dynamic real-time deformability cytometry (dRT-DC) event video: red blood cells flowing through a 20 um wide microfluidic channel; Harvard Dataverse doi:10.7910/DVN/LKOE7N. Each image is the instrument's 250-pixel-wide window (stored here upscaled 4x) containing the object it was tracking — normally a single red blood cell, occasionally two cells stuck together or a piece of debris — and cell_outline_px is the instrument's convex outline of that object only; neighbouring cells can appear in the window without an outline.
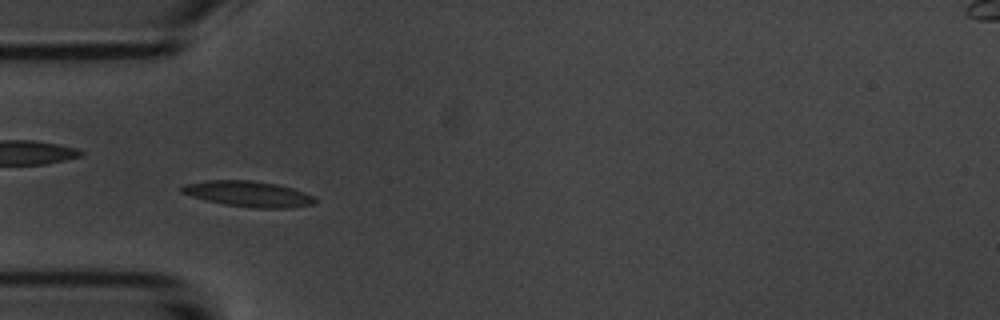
{"species": "common noctule bat (a hibernating species)", "species_latin": "Nyctalus noctula", "temperature_condition": "room temperature", "stored_images_in_passage": 6, "camera_frame_rate_fps": 3000, "um_per_image_px": 0.085, "animal": {"sex": "male", "body_mass_g": 20.1, "forearm_length_mm": 53.5}, "frame": {"image": 1, "passage_image": 3, "time_ms": 3.0, "image_size_px": [1000, 320], "cell_outline_px": [[320, 200], [316, 204], [288, 208], [256, 208], [224, 204], [192, 196], [180, 192], [180, 188], [184, 184], [208, 180], [252, 180], [276, 184], [292, 188], [304, 192]], "centroid_in_image_um": [21.15, 16.48], "position_along_channel_um": 63.8, "area_um2": 19.94}}
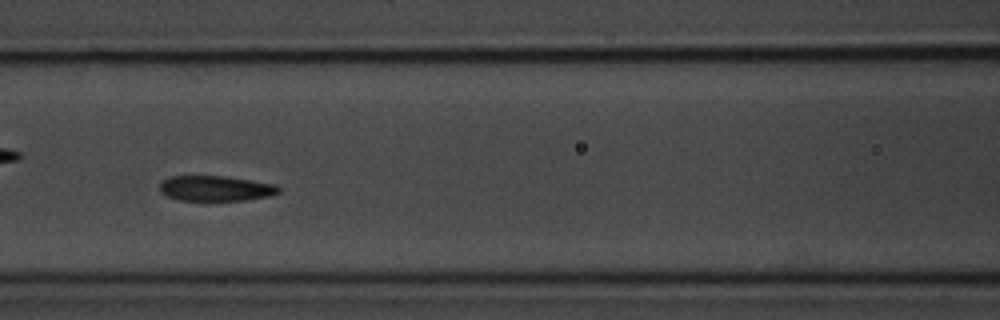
{"frame": {"image": 2, "passage_image": 5, "time_ms": 5.333, "image_size_px": [1000, 320], "cell_outline_px": [[280, 192], [272, 196], [244, 200], [204, 204], [176, 200], [160, 192], [160, 184], [168, 176], [224, 176], [276, 184], [280, 188]], "centroid_in_image_um": [18.31, 16.07], "position_along_channel_um": 148.3, "area_um2": 18.55}}
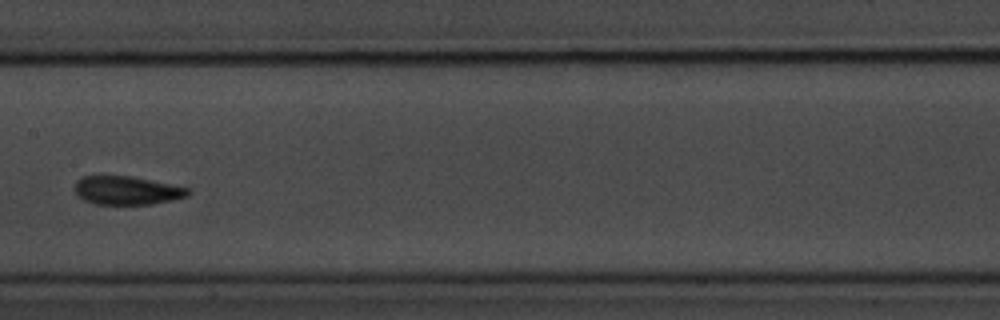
{"frame": {"image": 3, "passage_image": 6, "time_ms": 6.667, "image_size_px": [1000, 320], "cell_outline_px": [[192, 192], [188, 196], [172, 200], [152, 204], [96, 204], [84, 200], [76, 196], [72, 188], [76, 180], [84, 176], [132, 176], [188, 188]], "centroid_in_image_um": [10.73, 16.19], "position_along_channel_um": 196.7, "area_um2": 18.96}}